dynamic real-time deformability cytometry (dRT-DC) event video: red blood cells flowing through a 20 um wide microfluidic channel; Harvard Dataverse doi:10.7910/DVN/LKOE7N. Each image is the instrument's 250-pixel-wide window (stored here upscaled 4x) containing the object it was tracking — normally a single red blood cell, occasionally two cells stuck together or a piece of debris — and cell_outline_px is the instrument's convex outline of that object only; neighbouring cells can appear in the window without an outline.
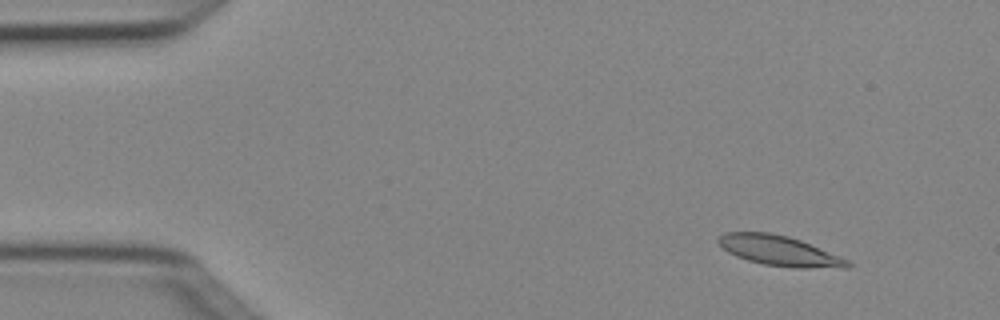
{"species": "Egyptian fruit bat (a non-hibernating species)", "species_latin": "Rousettus aegyptiacus", "temperature_condition": "cold", "stored_images_in_passage": 4, "camera_frame_rate_fps": 3000, "um_per_image_px": 0.085, "animal": {"sex": "female"}, "frame": {"image": 1, "passage_image": 2, "time_ms": 0.333, "image_size_px": [1000, 320], "cell_outline_px": [[852, 264], [848, 268], [796, 268], [764, 264], [748, 260], [736, 256], [728, 252], [716, 240], [724, 232], [768, 232], [788, 236], [800, 240], [848, 260]], "centroid_in_image_um": [66.24, 21.32], "position_along_channel_um": 18.8, "area_um2": 22.43}}
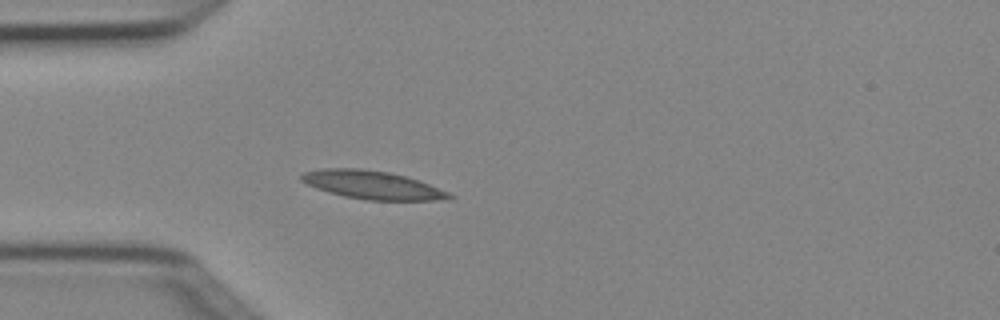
{"frame": {"image": 2, "passage_image": 4, "time_ms": 1.0, "image_size_px": [1000, 320], "cell_outline_px": [[456, 196], [452, 200], [368, 200], [344, 196], [328, 192], [316, 188], [300, 180], [300, 176], [304, 172], [320, 168], [360, 168], [388, 172], [404, 176], [452, 192]], "centroid_in_image_um": [31.69, 15.73], "position_along_channel_um": 53.3, "area_um2": 24.45}}